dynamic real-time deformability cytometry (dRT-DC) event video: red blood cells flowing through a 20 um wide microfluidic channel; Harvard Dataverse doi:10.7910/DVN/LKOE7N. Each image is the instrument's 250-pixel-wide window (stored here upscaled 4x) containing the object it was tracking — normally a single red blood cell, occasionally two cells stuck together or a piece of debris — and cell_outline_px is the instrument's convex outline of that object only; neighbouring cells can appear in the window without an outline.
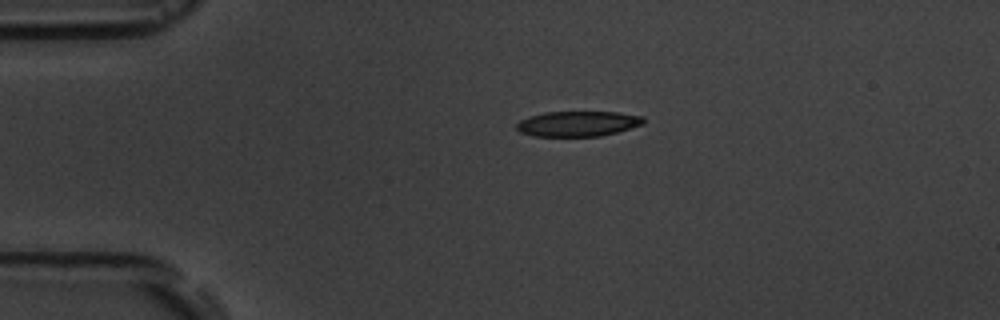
{"species": "common noctule bat (a hibernating species)", "species_latin": "Nyctalus noctula", "temperature_condition": "room temperature", "stored_images_in_passage": 2, "camera_frame_rate_fps": 3000, "um_per_image_px": 0.085, "animal": {"sex": "male", "body_mass_g": 19.5, "forearm_length_mm": 54.6}, "frame": {"image": 1, "passage_image": 1, "time_ms": 0.0, "image_size_px": [1000, 320], "cell_outline_px": [[644, 124], [616, 132], [600, 136], [532, 136], [520, 132], [516, 128], [516, 124], [520, 120], [528, 116], [544, 112], [616, 112], [644, 116]], "centroid_in_image_um": [49.1, 10.51], "position_along_channel_um": 35.9, "area_um2": 18.73}}